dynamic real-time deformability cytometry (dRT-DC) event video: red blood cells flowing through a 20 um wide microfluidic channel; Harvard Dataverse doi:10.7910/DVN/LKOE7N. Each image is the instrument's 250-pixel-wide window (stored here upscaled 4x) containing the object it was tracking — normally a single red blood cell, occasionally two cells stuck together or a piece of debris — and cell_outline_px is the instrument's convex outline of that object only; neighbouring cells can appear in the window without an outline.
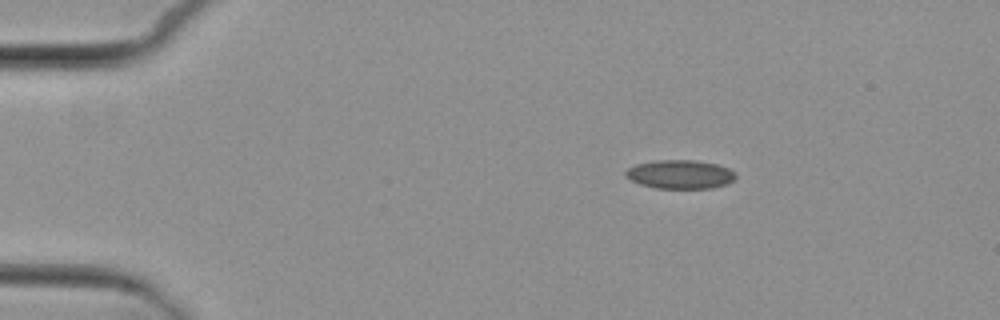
{"species": "common noctule bat (a hibernating species)", "species_latin": "Nyctalus noctula", "temperature_condition": "cold", "stored_images_in_passage": 3, "camera_frame_rate_fps": 3000, "um_per_image_px": 0.085, "animal": {"sex": "female", "body_mass_g": 29.2, "forearm_length_mm": 56.3}, "frame": {"image": 1, "passage_image": 1, "time_ms": 0.0, "image_size_px": [1000, 320], "cell_outline_px": [[736, 176], [728, 184], [712, 188], [656, 188], [640, 184], [624, 176], [624, 172], [628, 168], [636, 164], [656, 160], [696, 160], [716, 164], [728, 168], [736, 172]], "centroid_in_image_um": [57.81, 14.81], "position_along_channel_um": 27.2, "area_um2": 18.5}}